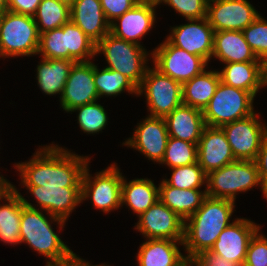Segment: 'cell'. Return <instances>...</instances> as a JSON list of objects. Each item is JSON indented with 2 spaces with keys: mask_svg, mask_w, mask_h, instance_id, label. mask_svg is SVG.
<instances>
[{
  "mask_svg": "<svg viewBox=\"0 0 267 266\" xmlns=\"http://www.w3.org/2000/svg\"><path fill=\"white\" fill-rule=\"evenodd\" d=\"M88 156L50 144L37 150L29 161L17 163L23 186L81 187Z\"/></svg>",
  "mask_w": 267,
  "mask_h": 266,
  "instance_id": "cell-1",
  "label": "cell"
},
{
  "mask_svg": "<svg viewBox=\"0 0 267 266\" xmlns=\"http://www.w3.org/2000/svg\"><path fill=\"white\" fill-rule=\"evenodd\" d=\"M234 208V201L206 196L200 208L184 221L183 248L188 261L213 247L219 234L231 224Z\"/></svg>",
  "mask_w": 267,
  "mask_h": 266,
  "instance_id": "cell-2",
  "label": "cell"
},
{
  "mask_svg": "<svg viewBox=\"0 0 267 266\" xmlns=\"http://www.w3.org/2000/svg\"><path fill=\"white\" fill-rule=\"evenodd\" d=\"M24 207L22 208L20 224V243L28 244L32 250L47 257V262H60L70 258L74 252L61 240L58 234L53 231L52 222H57L59 228L65 226V220L53 216L28 202L22 196ZM51 220V222H50Z\"/></svg>",
  "mask_w": 267,
  "mask_h": 266,
  "instance_id": "cell-3",
  "label": "cell"
},
{
  "mask_svg": "<svg viewBox=\"0 0 267 266\" xmlns=\"http://www.w3.org/2000/svg\"><path fill=\"white\" fill-rule=\"evenodd\" d=\"M259 185L267 200V192L261 186L256 162L235 160L207 174L206 195L235 202L239 192L249 191Z\"/></svg>",
  "mask_w": 267,
  "mask_h": 266,
  "instance_id": "cell-4",
  "label": "cell"
},
{
  "mask_svg": "<svg viewBox=\"0 0 267 266\" xmlns=\"http://www.w3.org/2000/svg\"><path fill=\"white\" fill-rule=\"evenodd\" d=\"M143 46L119 39L108 33L96 44V54L105 56L110 70L125 75L137 88L140 87L149 66L148 53Z\"/></svg>",
  "mask_w": 267,
  "mask_h": 266,
  "instance_id": "cell-5",
  "label": "cell"
},
{
  "mask_svg": "<svg viewBox=\"0 0 267 266\" xmlns=\"http://www.w3.org/2000/svg\"><path fill=\"white\" fill-rule=\"evenodd\" d=\"M39 38L32 16L8 10L0 14V57L36 55Z\"/></svg>",
  "mask_w": 267,
  "mask_h": 266,
  "instance_id": "cell-6",
  "label": "cell"
},
{
  "mask_svg": "<svg viewBox=\"0 0 267 266\" xmlns=\"http://www.w3.org/2000/svg\"><path fill=\"white\" fill-rule=\"evenodd\" d=\"M254 96L220 81L209 104L203 109L206 126L221 127L249 115L254 111Z\"/></svg>",
  "mask_w": 267,
  "mask_h": 266,
  "instance_id": "cell-7",
  "label": "cell"
},
{
  "mask_svg": "<svg viewBox=\"0 0 267 266\" xmlns=\"http://www.w3.org/2000/svg\"><path fill=\"white\" fill-rule=\"evenodd\" d=\"M87 164L81 180V202L91 199V203L96 209L103 213L121 207V185L123 181L122 173L116 163L110 164L105 170L89 174Z\"/></svg>",
  "mask_w": 267,
  "mask_h": 266,
  "instance_id": "cell-8",
  "label": "cell"
},
{
  "mask_svg": "<svg viewBox=\"0 0 267 266\" xmlns=\"http://www.w3.org/2000/svg\"><path fill=\"white\" fill-rule=\"evenodd\" d=\"M152 68L148 67L138 88V95H145L147 109L150 112L148 116L165 117L183 104L182 84L155 67Z\"/></svg>",
  "mask_w": 267,
  "mask_h": 266,
  "instance_id": "cell-9",
  "label": "cell"
},
{
  "mask_svg": "<svg viewBox=\"0 0 267 266\" xmlns=\"http://www.w3.org/2000/svg\"><path fill=\"white\" fill-rule=\"evenodd\" d=\"M150 53L153 66L181 84L199 75L208 66L204 58L174 46L167 38Z\"/></svg>",
  "mask_w": 267,
  "mask_h": 266,
  "instance_id": "cell-10",
  "label": "cell"
},
{
  "mask_svg": "<svg viewBox=\"0 0 267 266\" xmlns=\"http://www.w3.org/2000/svg\"><path fill=\"white\" fill-rule=\"evenodd\" d=\"M259 119L260 116L254 112L221 126L236 160L255 161L267 135V126Z\"/></svg>",
  "mask_w": 267,
  "mask_h": 266,
  "instance_id": "cell-11",
  "label": "cell"
},
{
  "mask_svg": "<svg viewBox=\"0 0 267 266\" xmlns=\"http://www.w3.org/2000/svg\"><path fill=\"white\" fill-rule=\"evenodd\" d=\"M259 15L247 0H208L207 19L217 31H243Z\"/></svg>",
  "mask_w": 267,
  "mask_h": 266,
  "instance_id": "cell-12",
  "label": "cell"
},
{
  "mask_svg": "<svg viewBox=\"0 0 267 266\" xmlns=\"http://www.w3.org/2000/svg\"><path fill=\"white\" fill-rule=\"evenodd\" d=\"M138 217L134 227L146 239H184V220L160 200Z\"/></svg>",
  "mask_w": 267,
  "mask_h": 266,
  "instance_id": "cell-13",
  "label": "cell"
},
{
  "mask_svg": "<svg viewBox=\"0 0 267 266\" xmlns=\"http://www.w3.org/2000/svg\"><path fill=\"white\" fill-rule=\"evenodd\" d=\"M99 99L94 82V63L75 62L60 95V104L67 113Z\"/></svg>",
  "mask_w": 267,
  "mask_h": 266,
  "instance_id": "cell-14",
  "label": "cell"
},
{
  "mask_svg": "<svg viewBox=\"0 0 267 266\" xmlns=\"http://www.w3.org/2000/svg\"><path fill=\"white\" fill-rule=\"evenodd\" d=\"M260 227L246 218H237L219 234L210 251L243 266L249 242Z\"/></svg>",
  "mask_w": 267,
  "mask_h": 266,
  "instance_id": "cell-15",
  "label": "cell"
},
{
  "mask_svg": "<svg viewBox=\"0 0 267 266\" xmlns=\"http://www.w3.org/2000/svg\"><path fill=\"white\" fill-rule=\"evenodd\" d=\"M187 21V24L171 27L172 30L166 38L174 46L209 62L213 52L214 29L207 17Z\"/></svg>",
  "mask_w": 267,
  "mask_h": 266,
  "instance_id": "cell-16",
  "label": "cell"
},
{
  "mask_svg": "<svg viewBox=\"0 0 267 266\" xmlns=\"http://www.w3.org/2000/svg\"><path fill=\"white\" fill-rule=\"evenodd\" d=\"M137 124L132 137L124 141L123 145L138 150L148 160L160 164L169 139L164 117L147 116Z\"/></svg>",
  "mask_w": 267,
  "mask_h": 266,
  "instance_id": "cell-17",
  "label": "cell"
},
{
  "mask_svg": "<svg viewBox=\"0 0 267 266\" xmlns=\"http://www.w3.org/2000/svg\"><path fill=\"white\" fill-rule=\"evenodd\" d=\"M235 160L223 129L205 126L197 144V162L203 171L208 174Z\"/></svg>",
  "mask_w": 267,
  "mask_h": 266,
  "instance_id": "cell-18",
  "label": "cell"
},
{
  "mask_svg": "<svg viewBox=\"0 0 267 266\" xmlns=\"http://www.w3.org/2000/svg\"><path fill=\"white\" fill-rule=\"evenodd\" d=\"M156 7L152 4L137 3L110 23V33L119 39L142 46L139 40L155 25Z\"/></svg>",
  "mask_w": 267,
  "mask_h": 266,
  "instance_id": "cell-19",
  "label": "cell"
},
{
  "mask_svg": "<svg viewBox=\"0 0 267 266\" xmlns=\"http://www.w3.org/2000/svg\"><path fill=\"white\" fill-rule=\"evenodd\" d=\"M41 210L65 221L81 202V187L24 186Z\"/></svg>",
  "mask_w": 267,
  "mask_h": 266,
  "instance_id": "cell-20",
  "label": "cell"
},
{
  "mask_svg": "<svg viewBox=\"0 0 267 266\" xmlns=\"http://www.w3.org/2000/svg\"><path fill=\"white\" fill-rule=\"evenodd\" d=\"M218 73L220 81L232 87L248 91L254 97L266 87V70L263 61L225 63Z\"/></svg>",
  "mask_w": 267,
  "mask_h": 266,
  "instance_id": "cell-21",
  "label": "cell"
},
{
  "mask_svg": "<svg viewBox=\"0 0 267 266\" xmlns=\"http://www.w3.org/2000/svg\"><path fill=\"white\" fill-rule=\"evenodd\" d=\"M70 20L95 44L110 33V23L105 17L100 0H76L70 7Z\"/></svg>",
  "mask_w": 267,
  "mask_h": 266,
  "instance_id": "cell-22",
  "label": "cell"
},
{
  "mask_svg": "<svg viewBox=\"0 0 267 266\" xmlns=\"http://www.w3.org/2000/svg\"><path fill=\"white\" fill-rule=\"evenodd\" d=\"M177 244L182 246L183 240L147 239L136 256L138 266H186L189 261Z\"/></svg>",
  "mask_w": 267,
  "mask_h": 266,
  "instance_id": "cell-23",
  "label": "cell"
},
{
  "mask_svg": "<svg viewBox=\"0 0 267 266\" xmlns=\"http://www.w3.org/2000/svg\"><path fill=\"white\" fill-rule=\"evenodd\" d=\"M169 137L198 144L205 125L201 109L181 104L164 117Z\"/></svg>",
  "mask_w": 267,
  "mask_h": 266,
  "instance_id": "cell-24",
  "label": "cell"
},
{
  "mask_svg": "<svg viewBox=\"0 0 267 266\" xmlns=\"http://www.w3.org/2000/svg\"><path fill=\"white\" fill-rule=\"evenodd\" d=\"M219 59L222 63L262 61L257 58L242 31L214 32L213 52L211 59Z\"/></svg>",
  "mask_w": 267,
  "mask_h": 266,
  "instance_id": "cell-25",
  "label": "cell"
},
{
  "mask_svg": "<svg viewBox=\"0 0 267 266\" xmlns=\"http://www.w3.org/2000/svg\"><path fill=\"white\" fill-rule=\"evenodd\" d=\"M16 188L11 184L0 196V201H5L3 205L0 204V241L13 245L20 244L22 208L25 206L22 195Z\"/></svg>",
  "mask_w": 267,
  "mask_h": 266,
  "instance_id": "cell-26",
  "label": "cell"
},
{
  "mask_svg": "<svg viewBox=\"0 0 267 266\" xmlns=\"http://www.w3.org/2000/svg\"><path fill=\"white\" fill-rule=\"evenodd\" d=\"M206 196V187L204 191L179 189L168 185L163 179L159 185V200L184 221L200 208Z\"/></svg>",
  "mask_w": 267,
  "mask_h": 266,
  "instance_id": "cell-27",
  "label": "cell"
},
{
  "mask_svg": "<svg viewBox=\"0 0 267 266\" xmlns=\"http://www.w3.org/2000/svg\"><path fill=\"white\" fill-rule=\"evenodd\" d=\"M159 200V187L148 178L127 181L123 176L121 185V205L129 207L140 216Z\"/></svg>",
  "mask_w": 267,
  "mask_h": 266,
  "instance_id": "cell-28",
  "label": "cell"
},
{
  "mask_svg": "<svg viewBox=\"0 0 267 266\" xmlns=\"http://www.w3.org/2000/svg\"><path fill=\"white\" fill-rule=\"evenodd\" d=\"M74 63V61L67 59L42 58L36 69L39 89L47 95H62Z\"/></svg>",
  "mask_w": 267,
  "mask_h": 266,
  "instance_id": "cell-29",
  "label": "cell"
},
{
  "mask_svg": "<svg viewBox=\"0 0 267 266\" xmlns=\"http://www.w3.org/2000/svg\"><path fill=\"white\" fill-rule=\"evenodd\" d=\"M219 83L218 71H206L205 69L199 75L182 84L183 104L203 111L215 94Z\"/></svg>",
  "mask_w": 267,
  "mask_h": 266,
  "instance_id": "cell-30",
  "label": "cell"
},
{
  "mask_svg": "<svg viewBox=\"0 0 267 266\" xmlns=\"http://www.w3.org/2000/svg\"><path fill=\"white\" fill-rule=\"evenodd\" d=\"M63 31L66 33L68 60L87 62L97 55L96 44L71 20L63 25Z\"/></svg>",
  "mask_w": 267,
  "mask_h": 266,
  "instance_id": "cell-31",
  "label": "cell"
},
{
  "mask_svg": "<svg viewBox=\"0 0 267 266\" xmlns=\"http://www.w3.org/2000/svg\"><path fill=\"white\" fill-rule=\"evenodd\" d=\"M94 82L99 98L117 96L125 91L138 96V88L125 75L106 67L100 71L95 64Z\"/></svg>",
  "mask_w": 267,
  "mask_h": 266,
  "instance_id": "cell-32",
  "label": "cell"
},
{
  "mask_svg": "<svg viewBox=\"0 0 267 266\" xmlns=\"http://www.w3.org/2000/svg\"><path fill=\"white\" fill-rule=\"evenodd\" d=\"M33 18L41 34L67 23L70 20V7L58 0H41Z\"/></svg>",
  "mask_w": 267,
  "mask_h": 266,
  "instance_id": "cell-33",
  "label": "cell"
},
{
  "mask_svg": "<svg viewBox=\"0 0 267 266\" xmlns=\"http://www.w3.org/2000/svg\"><path fill=\"white\" fill-rule=\"evenodd\" d=\"M197 162V144L169 137L165 155L160 164L169 168L187 166Z\"/></svg>",
  "mask_w": 267,
  "mask_h": 266,
  "instance_id": "cell-34",
  "label": "cell"
},
{
  "mask_svg": "<svg viewBox=\"0 0 267 266\" xmlns=\"http://www.w3.org/2000/svg\"><path fill=\"white\" fill-rule=\"evenodd\" d=\"M169 179H163L168 185L179 189H201L206 185L207 174L198 162L187 166L171 168Z\"/></svg>",
  "mask_w": 267,
  "mask_h": 266,
  "instance_id": "cell-35",
  "label": "cell"
},
{
  "mask_svg": "<svg viewBox=\"0 0 267 266\" xmlns=\"http://www.w3.org/2000/svg\"><path fill=\"white\" fill-rule=\"evenodd\" d=\"M92 102L83 106L77 107L72 112L78 111L77 122L80 129L84 133L95 134L104 130L108 122L107 112L101 104Z\"/></svg>",
  "mask_w": 267,
  "mask_h": 266,
  "instance_id": "cell-36",
  "label": "cell"
},
{
  "mask_svg": "<svg viewBox=\"0 0 267 266\" xmlns=\"http://www.w3.org/2000/svg\"><path fill=\"white\" fill-rule=\"evenodd\" d=\"M37 54L44 59H67L68 49H66V33L63 25L59 28L46 31L40 34Z\"/></svg>",
  "mask_w": 267,
  "mask_h": 266,
  "instance_id": "cell-37",
  "label": "cell"
},
{
  "mask_svg": "<svg viewBox=\"0 0 267 266\" xmlns=\"http://www.w3.org/2000/svg\"><path fill=\"white\" fill-rule=\"evenodd\" d=\"M246 42L258 59L267 62V20L258 16L243 31Z\"/></svg>",
  "mask_w": 267,
  "mask_h": 266,
  "instance_id": "cell-38",
  "label": "cell"
},
{
  "mask_svg": "<svg viewBox=\"0 0 267 266\" xmlns=\"http://www.w3.org/2000/svg\"><path fill=\"white\" fill-rule=\"evenodd\" d=\"M161 3L168 4L187 20L207 17L208 0H162Z\"/></svg>",
  "mask_w": 267,
  "mask_h": 266,
  "instance_id": "cell-39",
  "label": "cell"
},
{
  "mask_svg": "<svg viewBox=\"0 0 267 266\" xmlns=\"http://www.w3.org/2000/svg\"><path fill=\"white\" fill-rule=\"evenodd\" d=\"M259 232L249 242L243 266H267V237Z\"/></svg>",
  "mask_w": 267,
  "mask_h": 266,
  "instance_id": "cell-40",
  "label": "cell"
},
{
  "mask_svg": "<svg viewBox=\"0 0 267 266\" xmlns=\"http://www.w3.org/2000/svg\"><path fill=\"white\" fill-rule=\"evenodd\" d=\"M103 12L109 23L122 16L125 12L132 9L136 0H100Z\"/></svg>",
  "mask_w": 267,
  "mask_h": 266,
  "instance_id": "cell-41",
  "label": "cell"
},
{
  "mask_svg": "<svg viewBox=\"0 0 267 266\" xmlns=\"http://www.w3.org/2000/svg\"><path fill=\"white\" fill-rule=\"evenodd\" d=\"M192 266H238L224 257L212 253L210 250L202 252L195 259L189 261Z\"/></svg>",
  "mask_w": 267,
  "mask_h": 266,
  "instance_id": "cell-42",
  "label": "cell"
},
{
  "mask_svg": "<svg viewBox=\"0 0 267 266\" xmlns=\"http://www.w3.org/2000/svg\"><path fill=\"white\" fill-rule=\"evenodd\" d=\"M40 2L41 0H7V10L33 17Z\"/></svg>",
  "mask_w": 267,
  "mask_h": 266,
  "instance_id": "cell-43",
  "label": "cell"
},
{
  "mask_svg": "<svg viewBox=\"0 0 267 266\" xmlns=\"http://www.w3.org/2000/svg\"><path fill=\"white\" fill-rule=\"evenodd\" d=\"M262 188L267 192V135L264 137L255 159Z\"/></svg>",
  "mask_w": 267,
  "mask_h": 266,
  "instance_id": "cell-44",
  "label": "cell"
},
{
  "mask_svg": "<svg viewBox=\"0 0 267 266\" xmlns=\"http://www.w3.org/2000/svg\"><path fill=\"white\" fill-rule=\"evenodd\" d=\"M45 266H109V265H92L88 260L80 258L77 254H73L70 258L60 262H46Z\"/></svg>",
  "mask_w": 267,
  "mask_h": 266,
  "instance_id": "cell-45",
  "label": "cell"
},
{
  "mask_svg": "<svg viewBox=\"0 0 267 266\" xmlns=\"http://www.w3.org/2000/svg\"><path fill=\"white\" fill-rule=\"evenodd\" d=\"M11 187V183L4 178V176H0V195H3L9 188Z\"/></svg>",
  "mask_w": 267,
  "mask_h": 266,
  "instance_id": "cell-46",
  "label": "cell"
},
{
  "mask_svg": "<svg viewBox=\"0 0 267 266\" xmlns=\"http://www.w3.org/2000/svg\"><path fill=\"white\" fill-rule=\"evenodd\" d=\"M137 3L160 5L162 0H136Z\"/></svg>",
  "mask_w": 267,
  "mask_h": 266,
  "instance_id": "cell-47",
  "label": "cell"
},
{
  "mask_svg": "<svg viewBox=\"0 0 267 266\" xmlns=\"http://www.w3.org/2000/svg\"><path fill=\"white\" fill-rule=\"evenodd\" d=\"M7 11V0H0V14Z\"/></svg>",
  "mask_w": 267,
  "mask_h": 266,
  "instance_id": "cell-48",
  "label": "cell"
},
{
  "mask_svg": "<svg viewBox=\"0 0 267 266\" xmlns=\"http://www.w3.org/2000/svg\"><path fill=\"white\" fill-rule=\"evenodd\" d=\"M58 1L63 2L67 4L69 7H71L76 0H58Z\"/></svg>",
  "mask_w": 267,
  "mask_h": 266,
  "instance_id": "cell-49",
  "label": "cell"
},
{
  "mask_svg": "<svg viewBox=\"0 0 267 266\" xmlns=\"http://www.w3.org/2000/svg\"><path fill=\"white\" fill-rule=\"evenodd\" d=\"M265 70H266V86H267V62L265 63Z\"/></svg>",
  "mask_w": 267,
  "mask_h": 266,
  "instance_id": "cell-50",
  "label": "cell"
}]
</instances>
